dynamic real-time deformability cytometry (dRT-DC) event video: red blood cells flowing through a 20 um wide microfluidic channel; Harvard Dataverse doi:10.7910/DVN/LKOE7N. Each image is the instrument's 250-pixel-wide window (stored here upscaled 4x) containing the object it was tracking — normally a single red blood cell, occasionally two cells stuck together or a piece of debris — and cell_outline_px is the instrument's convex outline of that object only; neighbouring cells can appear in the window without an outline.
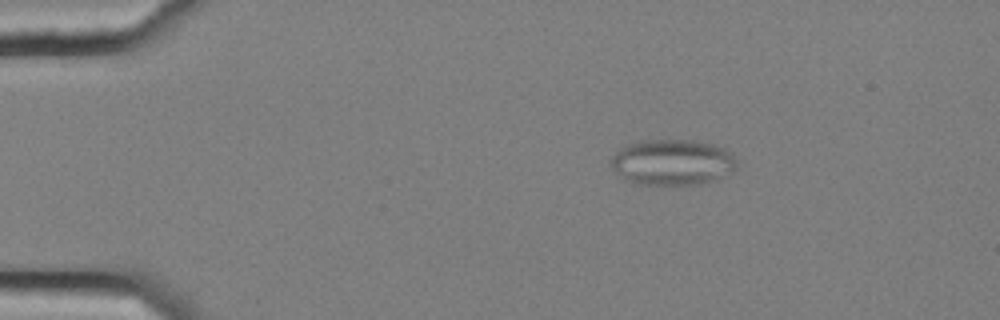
{"species": "common noctule bat (a hibernating species)", "species_latin": "Nyctalus noctula", "temperature_condition": "cold", "stored_images_in_passage": 56, "camera_frame_rate_fps": 3000, "um_per_image_px": 0.085, "animal": {"sex": "female", "body_mass_g": 25.1}, "frame": {"image": 1, "passage_image": 10, "time_ms": 3.0, "image_size_px": [1000, 320], "cell_outline_px": [[736, 168], [732, 172], [716, 180], [700, 184], [640, 184], [624, 180], [612, 168], [608, 160], [620, 148], [628, 144], [640, 140], [696, 140], [712, 144], [724, 148], [736, 160]], "centroid_in_image_um": [57.12, 13.79], "position_along_channel_um": 27.9, "area_um2": 33.76}}
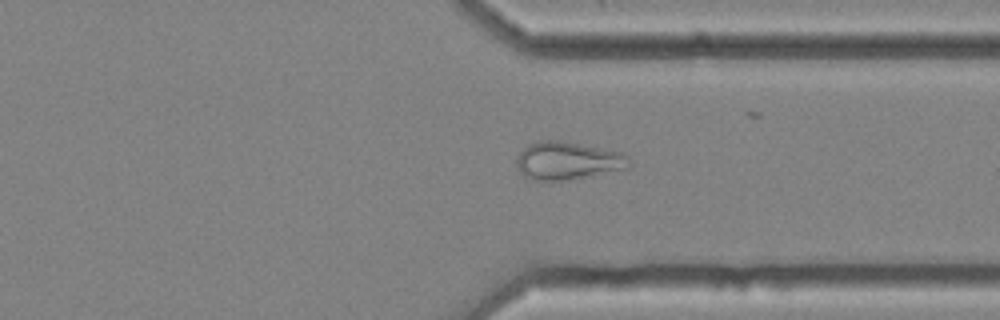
{"frame": {"image": 2, "passage_image": 43, "time_ms": 14.0, "image_size_px": [1000, 320], "cell_outline_px": [[632, 164], [628, 168], [592, 176], [568, 180], [532, 180], [524, 176], [516, 168], [516, 156], [528, 144], [544, 140], [560, 140], [620, 152], [628, 156]], "centroid_in_image_um": [48.24, 13.67], "position_along_channel_um": 363.2, "area_um2": 25.03}}
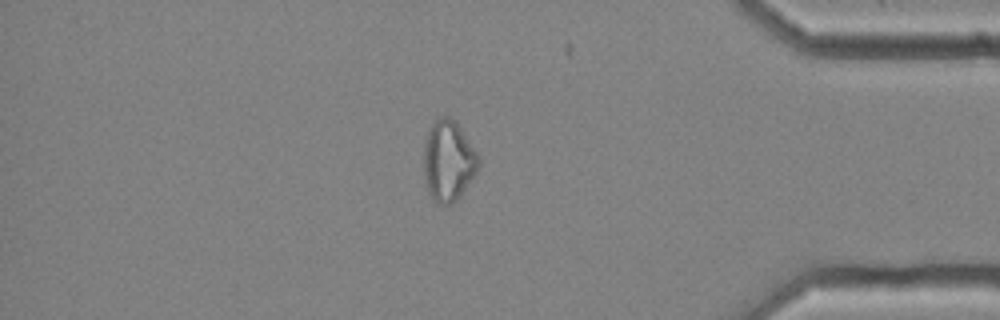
{"frame": {"image": 3, "passage_image": 48, "time_ms": 15.667, "image_size_px": [1000, 320], "cell_outline_px": [[480, 164], [476, 172], [460, 196], [452, 204], [436, 204], [428, 192], [424, 184], [424, 144], [428, 132], [432, 124], [440, 116], [448, 116], [456, 120], [480, 156]], "centroid_in_image_um": [38.11, 13.67], "position_along_channel_um": 397.1, "area_um2": 26.07}, "authors_computed_cell_mechanics": {"area_um2": 26.6747, "velocity_mm_per_s": 3.6614, "shape_relaxation_time_tau1_ms": null, "shape_relaxation_time_tau2_ms": 1.5238, "deformation_change_tau1": null, "deformation_change_tau2": 0.0871}}